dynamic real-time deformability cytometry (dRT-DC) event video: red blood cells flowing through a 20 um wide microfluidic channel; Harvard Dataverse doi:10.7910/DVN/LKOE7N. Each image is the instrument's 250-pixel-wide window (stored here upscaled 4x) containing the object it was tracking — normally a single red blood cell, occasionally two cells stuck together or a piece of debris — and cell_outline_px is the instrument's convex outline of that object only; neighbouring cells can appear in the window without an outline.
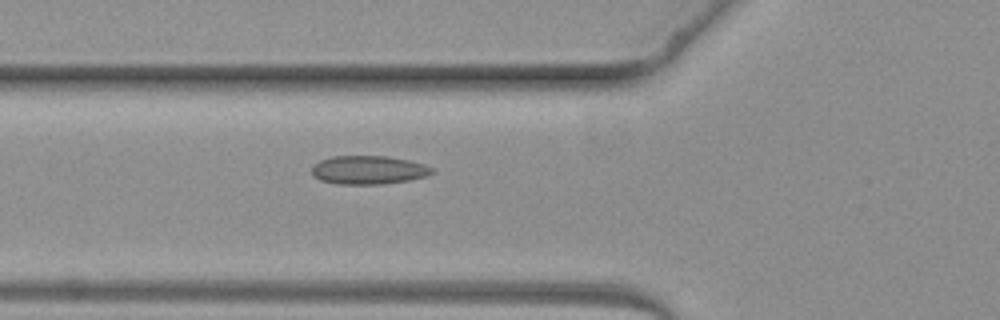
{"species": "common noctule bat (a hibernating species)", "species_latin": "Nyctalus noctula", "temperature_condition": "warm", "stored_images_in_passage": 4, "camera_frame_rate_fps": 3000, "um_per_image_px": 0.085, "animal": {"sex": "female", "body_mass_g": 19.3, "forearm_length_mm": 54.1}, "frame": {"image": 1, "passage_image": 4, "time_ms": 4.333, "image_size_px": [1000, 320], "cell_outline_px": [[436, 172], [428, 176], [408, 180], [384, 184], [336, 184], [320, 180], [312, 176], [312, 164], [320, 160], [332, 156], [388, 156], [408, 160], [424, 164], [432, 168]], "centroid_in_image_um": [31.31, 14.45], "position_along_channel_um": 94.5, "area_um2": 20.23}}